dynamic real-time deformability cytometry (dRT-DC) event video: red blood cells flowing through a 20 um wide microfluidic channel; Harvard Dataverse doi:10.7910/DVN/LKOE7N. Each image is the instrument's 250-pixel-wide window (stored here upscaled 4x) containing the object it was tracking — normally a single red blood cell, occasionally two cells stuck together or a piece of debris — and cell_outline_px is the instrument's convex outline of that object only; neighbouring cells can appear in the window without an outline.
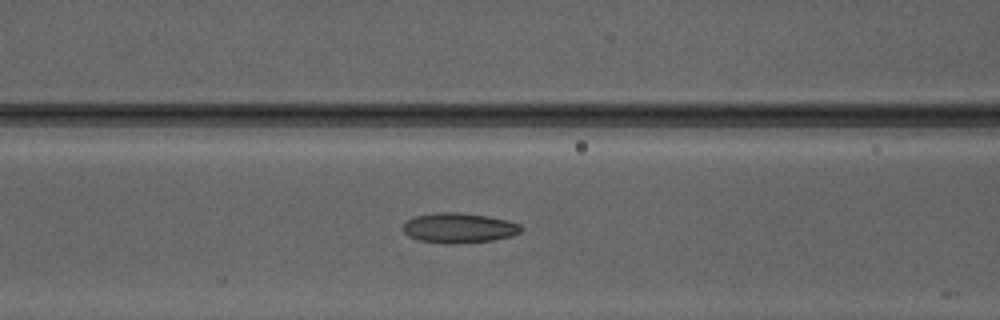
{"species": "Egyptian fruit bat (a non-hibernating species)", "species_latin": "Rousettus aegyptiacus", "temperature_condition": "warm", "stored_images_in_passage": 32, "camera_frame_rate_fps": 3000, "um_per_image_px": 0.085, "animal": {"sex": "male"}, "frame": {"image": 1, "passage_image": 11, "time_ms": 3.333, "image_size_px": [1000, 320], "cell_outline_px": [[520, 232], [512, 236], [492, 240], [452, 244], [448, 244], [420, 240], [408, 236], [400, 228], [408, 220], [416, 216], [436, 212], [460, 212], [488, 216], [508, 220], [520, 224]], "centroid_in_image_um": [38.99, 19.37], "position_along_channel_um": 127.6, "area_um2": 20.63}}
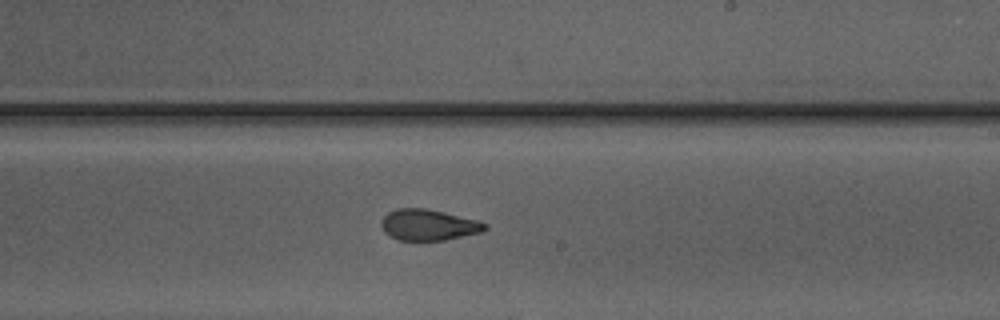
{"frame": {"image": 2, "passage_image": 20, "time_ms": 6.333, "image_size_px": [1000, 320], "cell_outline_px": [[488, 228], [484, 232], [444, 240], [400, 240], [388, 236], [384, 232], [380, 224], [380, 220], [388, 212], [396, 208], [424, 208], [444, 212], [476, 220], [488, 224]], "centroid_in_image_um": [36.4, 19.12], "position_along_channel_um": 252.6, "area_um2": 18.9}}
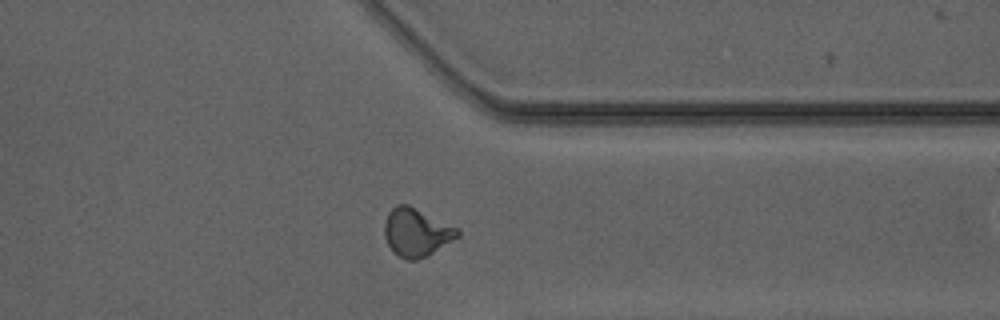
{"frame": {"image": 3, "passage_image": 29, "time_ms": 9.333, "image_size_px": [1000, 320], "cell_outline_px": [[460, 236], [432, 252], [416, 260], [408, 260], [392, 252], [384, 236], [384, 220], [388, 212], [396, 204], [408, 204], [460, 228]], "centroid_in_image_um": [35.39, 19.72], "position_along_channel_um": 376.0, "area_um2": 20.58}}